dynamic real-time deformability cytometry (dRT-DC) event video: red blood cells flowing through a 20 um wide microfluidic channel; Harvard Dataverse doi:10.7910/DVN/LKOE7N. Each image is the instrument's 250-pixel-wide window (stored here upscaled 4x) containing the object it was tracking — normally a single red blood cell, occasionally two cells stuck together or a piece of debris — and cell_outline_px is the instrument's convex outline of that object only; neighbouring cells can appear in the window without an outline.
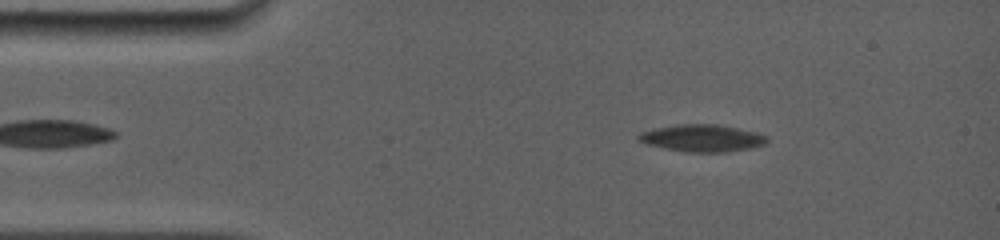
{"species": "common noctule bat (a hibernating species)", "species_latin": "Nyctalus noctula", "temperature_condition": "room temperature", "stored_images_in_passage": 61, "camera_frame_rate_fps": 5000, "um_per_image_px": 0.085, "animal": {"sex": "female", "body_mass_g": 19.0, "forearm_length_mm": 56.7}, "frame": {"image": 1, "passage_image": 5, "time_ms": 2.0, "image_size_px": [1000, 240], "cell_outline_px": [[768, 140], [764, 144], [752, 148], [724, 152], [684, 152], [664, 148], [648, 144], [636, 140], [636, 136], [640, 132], [656, 128], [676, 124], [716, 124], [756, 132], [768, 136]], "centroid_in_image_um": [59.66, 11.74], "position_along_channel_um": 25.3, "area_um2": 20.35}}
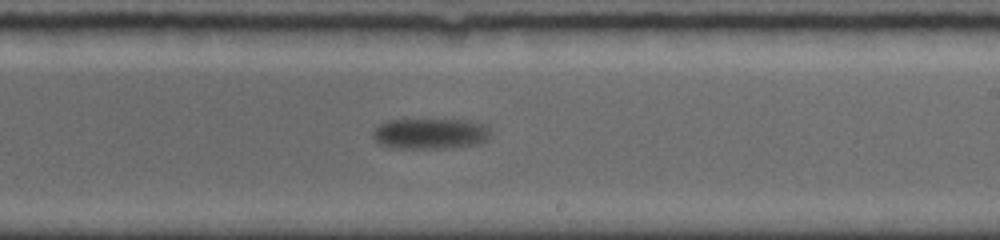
{"frame": {"image": 2, "passage_image": 28, "time_ms": 9.8, "image_size_px": [1000, 240], "cell_outline_px": [[488, 140], [480, 144], [436, 148], [388, 148], [380, 144], [372, 136], [372, 132], [380, 124], [388, 120], [468, 120], [488, 124]], "centroid_in_image_um": [36.57, 11.36], "position_along_channel_um": 252.4, "area_um2": 21.04}}
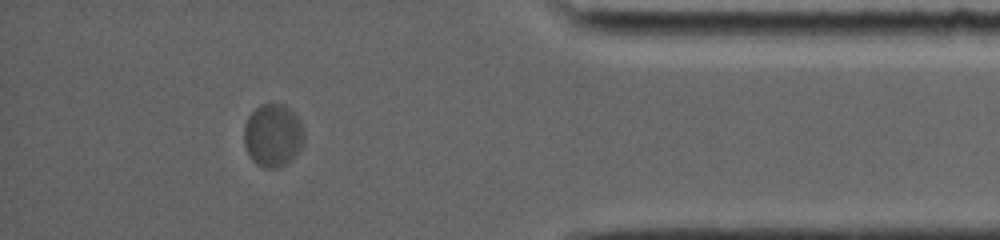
{"frame": {"image": 3, "passage_image": 51, "time_ms": 14.8, "image_size_px": [1000, 240], "cell_outline_px": [[304, 136], [300, 148], [280, 168], [264, 168], [256, 164], [252, 160], [244, 144], [244, 124], [248, 116], [260, 104], [280, 104], [288, 108], [300, 120], [304, 128]], "centroid_in_image_um": [23.17, 11.5], "position_along_channel_um": 412.0, "area_um2": 21.79}}